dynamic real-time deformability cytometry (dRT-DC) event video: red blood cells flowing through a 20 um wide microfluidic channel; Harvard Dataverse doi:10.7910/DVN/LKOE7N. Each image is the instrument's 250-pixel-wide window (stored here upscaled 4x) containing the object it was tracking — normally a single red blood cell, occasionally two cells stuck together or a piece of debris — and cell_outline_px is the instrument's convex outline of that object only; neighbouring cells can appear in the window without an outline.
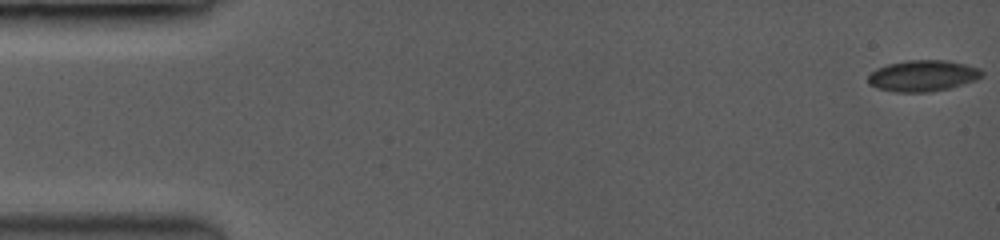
{"species": "common noctule bat (a hibernating species)", "species_latin": "Nyctalus noctula", "temperature_condition": "room temperature", "stored_images_in_passage": 45, "camera_frame_rate_fps": 3500, "um_per_image_px": 0.085, "animal": {"sex": "female", "body_mass_g": 19.0, "forearm_length_mm": 53.3}, "frame": {"image": 1, "passage_image": 1, "time_ms": 0.0, "image_size_px": [1000, 240], "cell_outline_px": [[984, 76], [976, 80], [948, 88], [932, 92], [896, 92], [876, 88], [868, 84], [868, 76], [876, 68], [888, 64], [908, 60], [944, 60], [964, 64], [980, 68], [984, 72]], "centroid_in_image_um": [78.44, 6.44], "position_along_channel_um": 6.6, "area_um2": 20.75}}
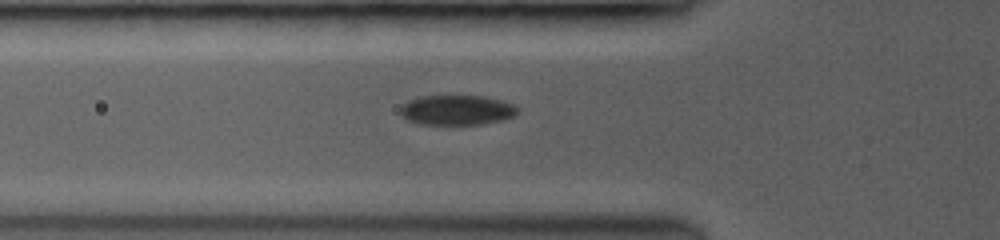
{"frame": {"image": 2, "passage_image": 17, "time_ms": 5.714, "image_size_px": [1000, 240], "cell_outline_px": [[520, 108], [512, 116], [500, 120], [480, 124], [424, 124], [408, 120], [400, 112], [400, 108], [404, 104], [412, 100], [424, 96], [480, 96], [500, 100], [512, 104]], "centroid_in_image_um": [38.84, 9.35], "position_along_channel_um": 87.0, "area_um2": 19.88}}
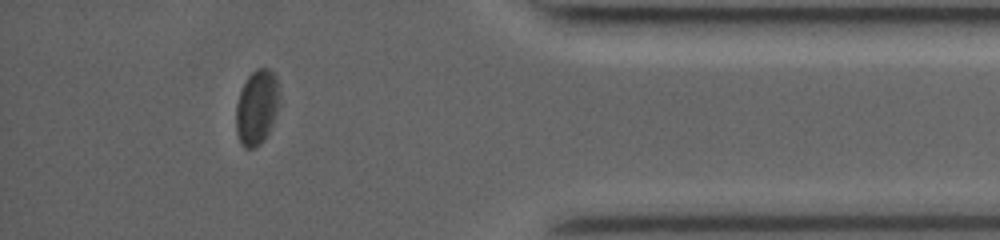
{"frame": {"image": 3, "passage_image": 40, "time_ms": 14.286, "image_size_px": [1000, 240], "cell_outline_px": [[280, 104], [272, 124], [264, 140], [260, 144], [252, 148], [244, 148], [236, 132], [236, 104], [240, 92], [248, 76], [256, 68], [268, 68], [276, 76], [280, 92]], "centroid_in_image_um": [21.85, 9.1], "position_along_channel_um": 413.4, "area_um2": 19.07}, "authors_computed_cell_mechanics": {"area_um2": 20.519, "velocity_mm_per_s": 4.0455, "shape_relaxation_time_tau1_ms": 3.0378, "shape_relaxation_time_tau2_ms": null, "deformation_change_tau1": 0.0935, "deformation_change_tau2": null}}